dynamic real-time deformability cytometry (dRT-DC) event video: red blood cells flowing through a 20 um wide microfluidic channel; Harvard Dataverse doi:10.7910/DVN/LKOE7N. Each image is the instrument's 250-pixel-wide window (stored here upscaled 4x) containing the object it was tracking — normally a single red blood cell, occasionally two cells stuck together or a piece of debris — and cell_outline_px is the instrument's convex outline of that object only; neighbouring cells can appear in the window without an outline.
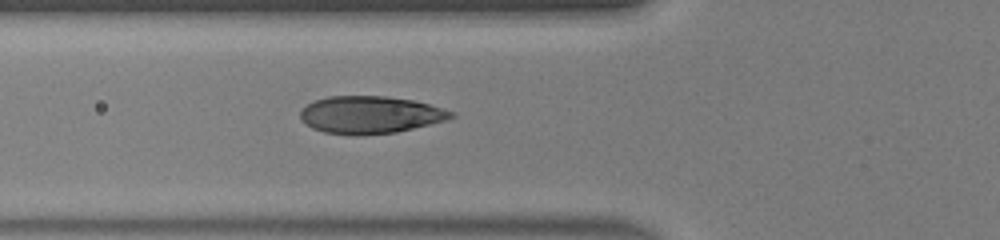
{"species": "human", "species_latin": "Homo sapiens", "temperature_condition": "warm", "stored_images_in_passage": 16, "camera_frame_rate_fps": 3000, "um_per_image_px": 0.085, "donor": {"sex": "male"}, "frame": {"image": 1, "passage_image": 1, "time_ms": 0.0, "image_size_px": [1000, 240], "cell_outline_px": [[428, 120], [420, 124], [404, 128], [384, 132], [340, 132], [324, 100], [400, 100], [420, 104], [428, 108]], "centroid_in_image_um": [31.96, 9.77], "position_along_channel_um": 93.8, "area_um2": 20.0}}
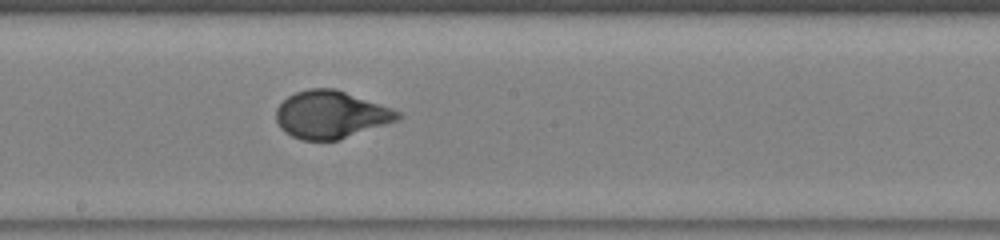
{"frame": {"image": 2, "passage_image": 10, "time_ms": 3.0, "image_size_px": [1000, 240], "cell_outline_px": [[364, 112], [340, 136], [328, 140], [320, 140], [300, 136], [292, 132], [288, 128], [284, 104], [288, 100], [304, 92], [340, 92], [364, 104]], "centroid_in_image_um": [27.36, 9.72], "position_along_channel_um": 220.8, "area_um2": 21.39}}
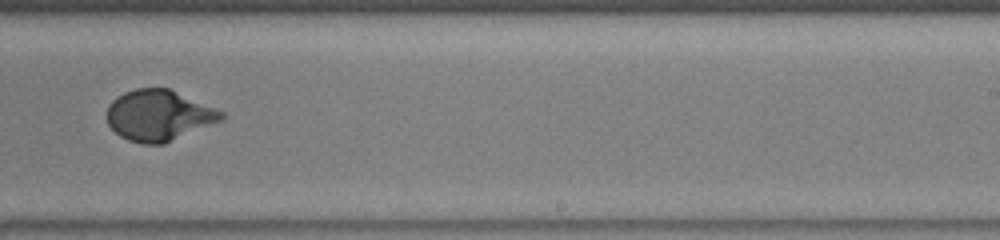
{"frame": {"image": 3, "passage_image": 14, "time_ms": 4.333, "image_size_px": [1000, 240], "cell_outline_px": [[184, 108], [168, 136], [164, 140], [136, 140], [120, 132], [112, 124], [152, 88], [164, 88], [172, 92], [184, 104]], "centroid_in_image_um": [12.86, 9.86], "position_along_channel_um": 276.1, "area_um2": 17.57}}